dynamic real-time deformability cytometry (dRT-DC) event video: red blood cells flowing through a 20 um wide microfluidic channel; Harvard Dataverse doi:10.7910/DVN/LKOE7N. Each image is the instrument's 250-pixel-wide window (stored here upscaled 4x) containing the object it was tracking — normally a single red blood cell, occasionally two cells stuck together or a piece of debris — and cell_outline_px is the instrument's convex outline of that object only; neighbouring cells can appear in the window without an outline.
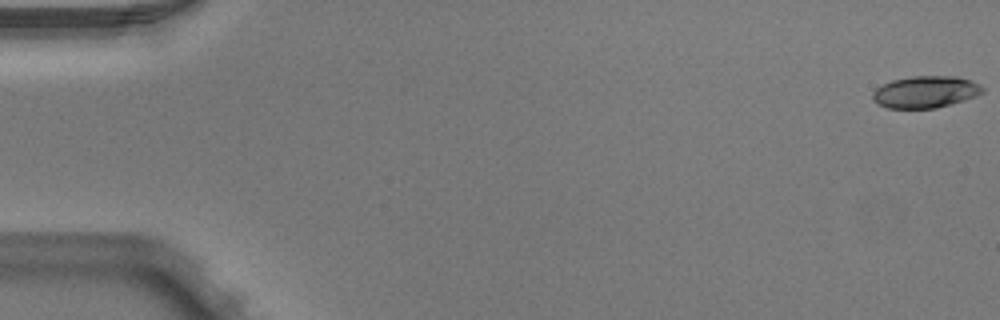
{"species": "Egyptian fruit bat (a non-hibernating species)", "species_latin": "Rousettus aegyptiacus", "temperature_condition": "warm", "stored_images_in_passage": 3, "camera_frame_rate_fps": 3000, "um_per_image_px": 0.085, "animal": {"sex": "male"}, "frame": {"image": 1, "passage_image": 1, "time_ms": 0.0, "image_size_px": [1000, 320], "cell_outline_px": [[984, 92], [976, 96], [952, 104], [936, 108], [888, 108], [876, 104], [872, 100], [872, 92], [876, 88], [892, 80], [912, 76], [956, 76], [972, 80], [980, 84], [984, 88]], "centroid_in_image_um": [78.67, 7.81], "position_along_channel_um": 6.3, "area_um2": 20.63}}